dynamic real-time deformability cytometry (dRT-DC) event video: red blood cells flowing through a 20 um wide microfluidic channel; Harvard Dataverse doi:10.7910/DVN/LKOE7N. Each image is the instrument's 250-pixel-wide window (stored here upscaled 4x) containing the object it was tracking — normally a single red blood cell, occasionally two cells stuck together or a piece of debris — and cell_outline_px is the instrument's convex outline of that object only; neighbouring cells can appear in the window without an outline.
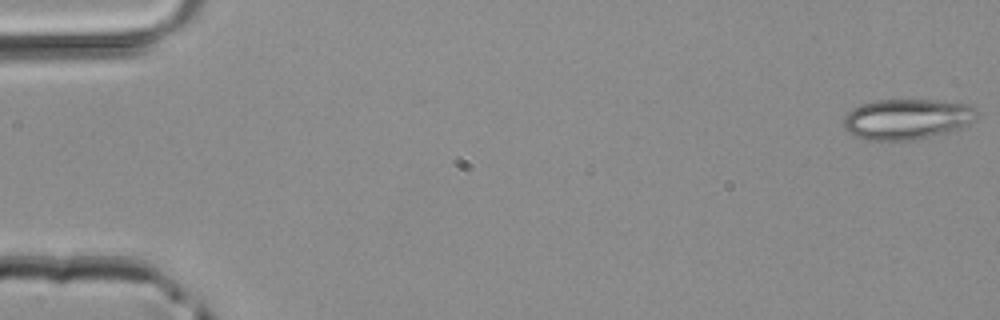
{"species": "common noctule bat (a hibernating species)", "species_latin": "Nyctalus noctula", "temperature_condition": "room temperature", "stored_images_in_passage": 45, "camera_frame_rate_fps": 3000, "um_per_image_px": 0.085, "animal": {"sex": "male", "body_mass_g": 20.4}, "frame": {"image": 1, "passage_image": 1, "time_ms": 0.0, "image_size_px": [1000, 320], "cell_outline_px": [[980, 116], [976, 120], [960, 128], [912, 140], [864, 140], [848, 132], [844, 128], [844, 116], [852, 108], [860, 104], [880, 100], [932, 100], [968, 104], [976, 108], [980, 112]], "centroid_in_image_um": [77.11, 10.11], "position_along_channel_um": 7.9, "area_um2": 31.5}}
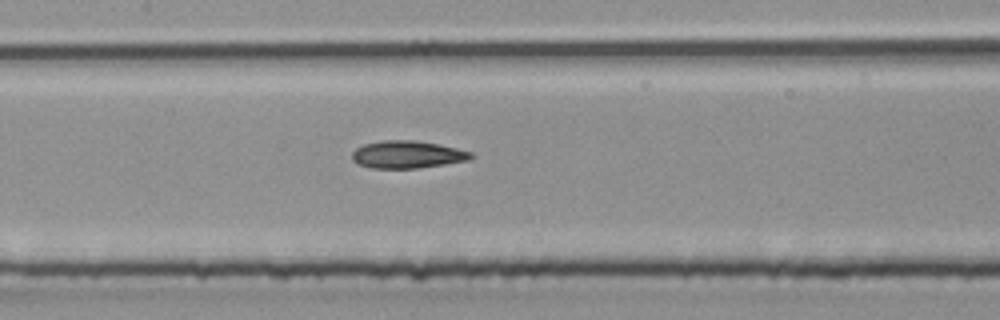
{"frame": {"image": 2, "passage_image": 22, "time_ms": 7.0, "image_size_px": [1000, 320], "cell_outline_px": [[476, 156], [468, 160], [420, 168], [372, 168], [360, 164], [352, 160], [352, 152], [356, 148], [364, 144], [384, 140], [416, 140], [440, 144], [472, 152]], "centroid_in_image_um": [34.65, 13.13], "position_along_channel_um": 172.8, "area_um2": 19.07}}
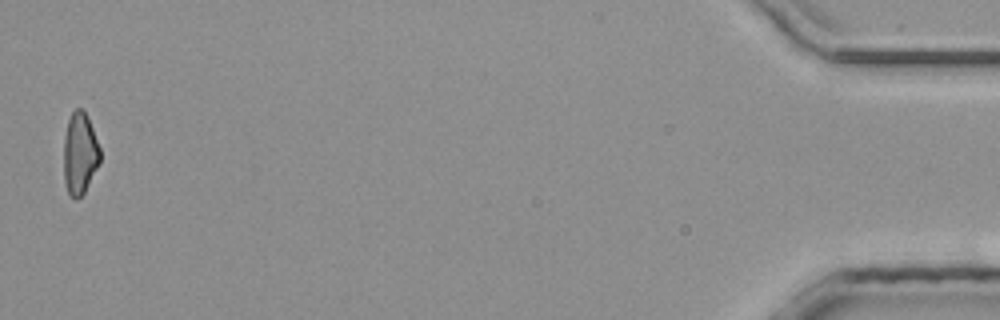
{"frame": {"image": 3, "passage_image": 45, "time_ms": 14.667, "image_size_px": [1000, 320], "cell_outline_px": [[100, 164], [84, 192], [76, 200], [68, 196], [64, 180], [64, 136], [68, 120], [72, 112], [76, 108], [80, 108], [88, 116], [100, 148]], "centroid_in_image_um": [6.78, 13.07], "position_along_channel_um": 428.4, "area_um2": 17.51}}